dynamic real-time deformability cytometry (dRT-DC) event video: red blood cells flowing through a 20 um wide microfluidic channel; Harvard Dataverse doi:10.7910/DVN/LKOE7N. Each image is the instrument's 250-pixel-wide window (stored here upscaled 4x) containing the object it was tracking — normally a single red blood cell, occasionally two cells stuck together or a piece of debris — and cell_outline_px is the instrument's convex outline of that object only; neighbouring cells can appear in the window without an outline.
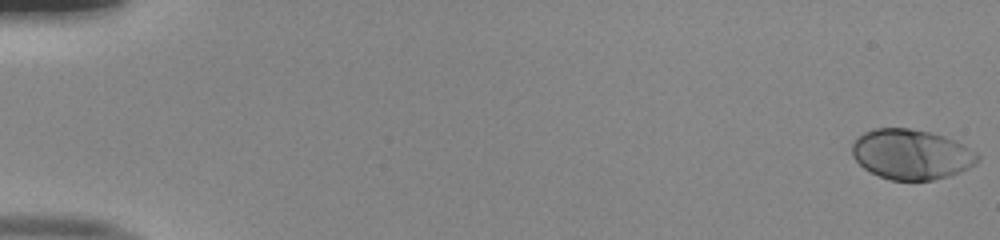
{"species": "human", "species_latin": "Homo sapiens", "temperature_condition": "room temperature", "stored_images_in_passage": 52, "camera_frame_rate_fps": 3000, "um_per_image_px": 0.085, "donor": {"sex": "male"}, "frame": {"image": 1, "passage_image": 1, "time_ms": 0.0, "image_size_px": [1000, 240], "cell_outline_px": [[980, 160], [976, 164], [968, 168], [948, 176], [932, 180], [892, 180], [880, 176], [864, 168], [852, 156], [852, 144], [856, 136], [864, 132], [876, 128], [908, 128], [928, 132], [944, 136], [976, 152], [980, 156]], "centroid_in_image_um": [77.44, 13.12], "position_along_channel_um": 7.6, "area_um2": 36.41}}
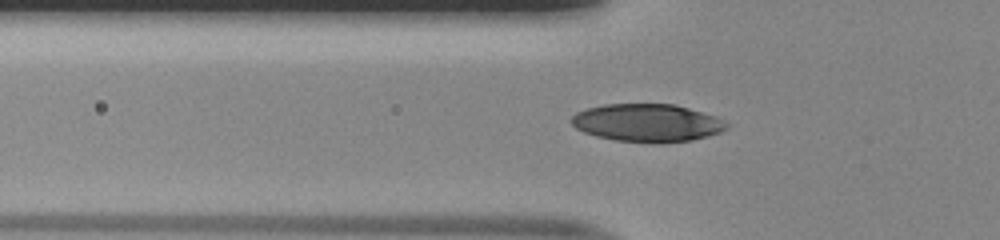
{"frame": {"image": 2, "passage_image": 19, "time_ms": 6.0, "image_size_px": [1000, 240], "cell_outline_px": [[728, 128], [720, 132], [708, 136], [692, 140], [616, 140], [596, 136], [584, 132], [576, 128], [568, 120], [576, 112], [588, 108], [604, 104], [676, 104], [716, 116], [728, 124]], "centroid_in_image_um": [54.99, 10.39], "position_along_channel_um": 70.8, "area_um2": 33.41}}
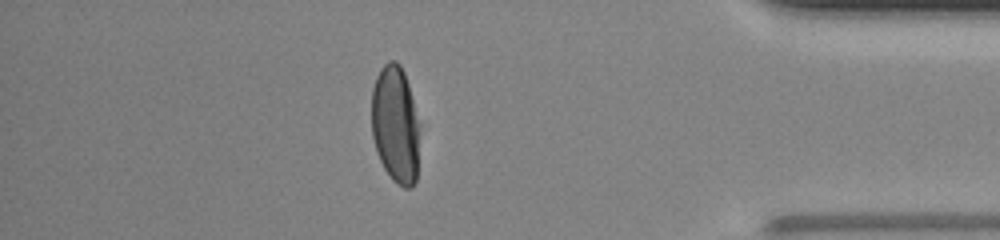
{"frame": {"image": 3, "passage_image": 46, "time_ms": 15.0, "image_size_px": [1000, 240], "cell_outline_px": [[420, 124], [416, 180], [412, 188], [404, 188], [396, 184], [392, 180], [384, 168], [380, 160], [372, 136], [372, 88], [376, 76], [380, 68], [388, 60], [396, 60], [400, 64], [404, 72], [408, 84]], "centroid_in_image_um": [33.62, 10.58], "position_along_channel_um": 401.6, "area_um2": 33.29}, "authors_computed_cell_mechanics": {"area_um2": 35.0846, "velocity_mm_per_s": 4.0126, "shape_relaxation_time_tau1_ms": 2.9822, "shape_relaxation_time_tau2_ms": null, "deformation_change_tau1": 0.1775, "deformation_change_tau2": null}}